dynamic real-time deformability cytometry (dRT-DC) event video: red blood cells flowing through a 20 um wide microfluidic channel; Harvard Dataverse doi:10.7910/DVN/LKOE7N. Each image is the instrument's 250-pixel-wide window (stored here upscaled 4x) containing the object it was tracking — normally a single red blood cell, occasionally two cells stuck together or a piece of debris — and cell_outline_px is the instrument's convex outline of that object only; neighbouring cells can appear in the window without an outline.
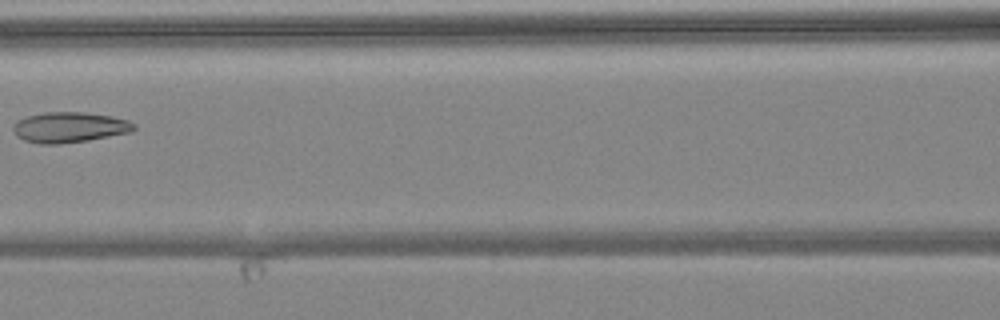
{"species": "common noctule bat (a hibernating species)", "species_latin": "Nyctalus noctula", "temperature_condition": "warm", "stored_images_in_passage": 7, "camera_frame_rate_fps": 3000, "um_per_image_px": 0.085, "animal": {"sex": "female", "body_mass_g": 24.6, "forearm_length_mm": 56.2}, "frame": {"image": 1, "passage_image": 6, "time_ms": 7.0, "image_size_px": [1000, 320], "cell_outline_px": [[136, 128], [132, 132], [88, 140], [56, 144], [40, 144], [24, 140], [16, 136], [12, 132], [12, 128], [16, 120], [28, 116], [44, 112], [84, 112], [112, 116], [128, 120], [136, 124]], "centroid_in_image_um": [5.9, 10.82], "position_along_channel_um": 160.7, "area_um2": 21.62}}
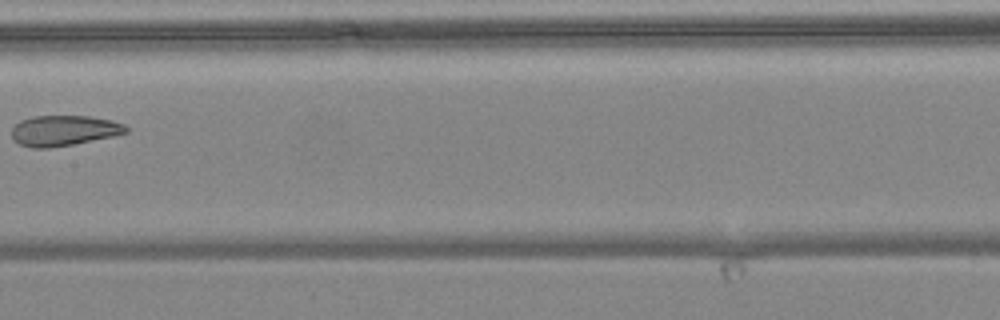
{"frame": {"image": 2, "passage_image": 7, "time_ms": 8.0, "image_size_px": [1000, 320], "cell_outline_px": [[128, 132], [112, 136], [72, 144], [48, 148], [32, 148], [20, 144], [12, 140], [12, 128], [20, 120], [32, 116], [88, 116], [112, 120], [124, 124], [128, 128]], "centroid_in_image_um": [5.4, 11.09], "position_along_channel_um": 202.0, "area_um2": 20.23}}